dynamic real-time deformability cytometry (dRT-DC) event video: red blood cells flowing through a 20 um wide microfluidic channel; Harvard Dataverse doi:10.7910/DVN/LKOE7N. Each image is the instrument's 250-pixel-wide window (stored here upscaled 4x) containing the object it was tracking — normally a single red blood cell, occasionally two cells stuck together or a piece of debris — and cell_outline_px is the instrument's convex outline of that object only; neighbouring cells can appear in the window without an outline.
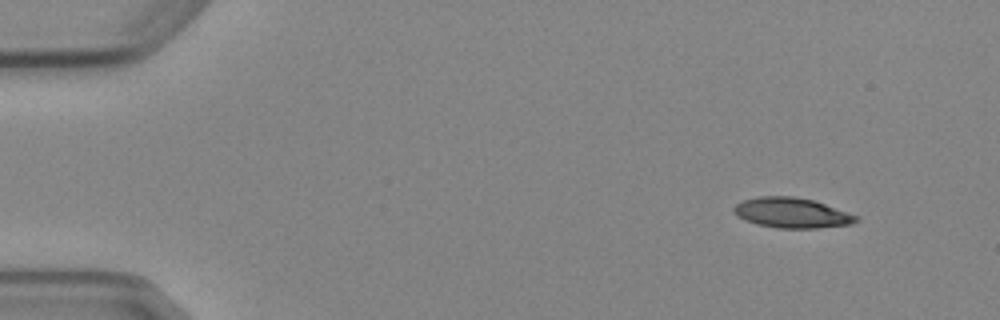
{"species": "Egyptian fruit bat (a non-hibernating species)", "species_latin": "Rousettus aegyptiacus", "temperature_condition": "cold", "stored_images_in_passage": 4, "camera_frame_rate_fps": 3000, "um_per_image_px": 0.085, "animal": {"sex": "female"}, "frame": {"image": 1, "passage_image": 1, "time_ms": 0.0, "image_size_px": [1000, 320], "cell_outline_px": [[860, 220], [852, 224], [816, 228], [776, 228], [756, 224], [744, 220], [732, 208], [736, 204], [744, 200], [760, 196], [792, 196], [812, 200], [860, 216]], "centroid_in_image_um": [67.34, 18.1], "position_along_channel_um": 17.7, "area_um2": 21.39}}
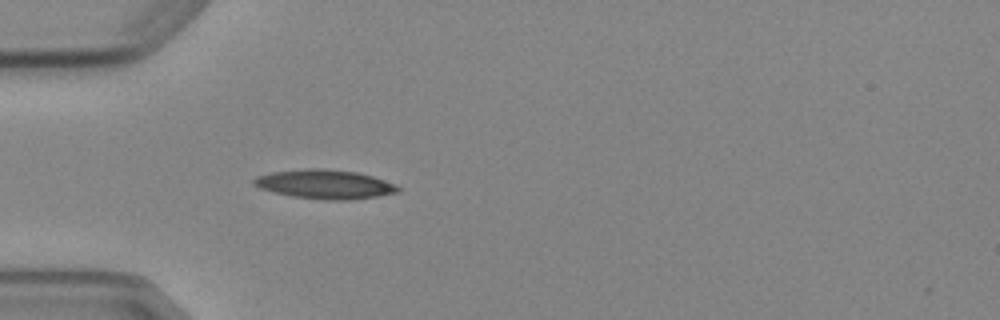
{"frame": {"image": 2, "passage_image": 4, "time_ms": 3.667, "image_size_px": [1000, 320], "cell_outline_px": [[400, 192], [376, 196], [344, 200], [324, 200], [292, 196], [260, 188], [252, 184], [252, 180], [256, 176], [272, 172], [308, 168], [324, 168], [356, 172], [372, 176], [396, 184], [400, 188]], "centroid_in_image_um": [27.61, 15.65], "position_along_channel_um": 57.4, "area_um2": 24.33}}